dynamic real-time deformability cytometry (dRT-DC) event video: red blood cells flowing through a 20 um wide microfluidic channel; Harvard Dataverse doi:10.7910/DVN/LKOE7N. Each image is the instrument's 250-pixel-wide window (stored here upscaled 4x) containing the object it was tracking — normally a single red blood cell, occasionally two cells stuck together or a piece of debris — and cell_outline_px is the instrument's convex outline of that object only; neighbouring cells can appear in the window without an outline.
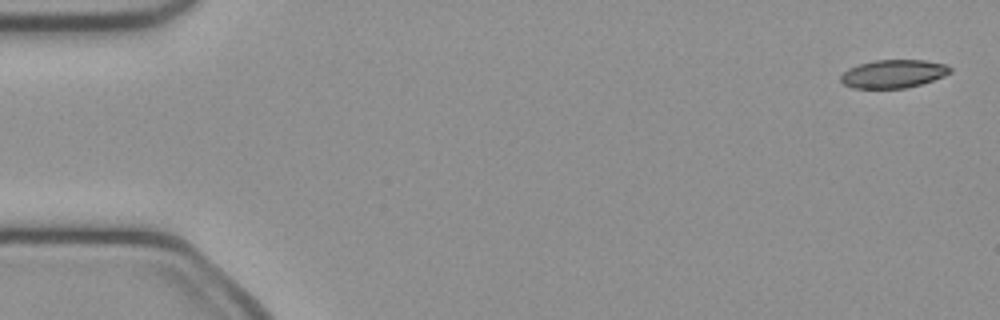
{"species": "common noctule bat (a hibernating species)", "species_latin": "Nyctalus noctula", "temperature_condition": "cold", "stored_images_in_passage": 49, "camera_frame_rate_fps": 3000, "um_per_image_px": 0.085, "animal": {"sex": "female", "body_mass_g": 21.9}, "frame": {"image": 1, "passage_image": 1, "time_ms": 0.0, "image_size_px": [1000, 320], "cell_outline_px": [[952, 72], [944, 76], [920, 84], [904, 88], [852, 88], [844, 84], [840, 80], [840, 76], [848, 68], [860, 64], [876, 60], [924, 60], [944, 64], [952, 68]], "centroid_in_image_um": [75.93, 6.27], "position_along_channel_um": 9.1, "area_um2": 17.86}}
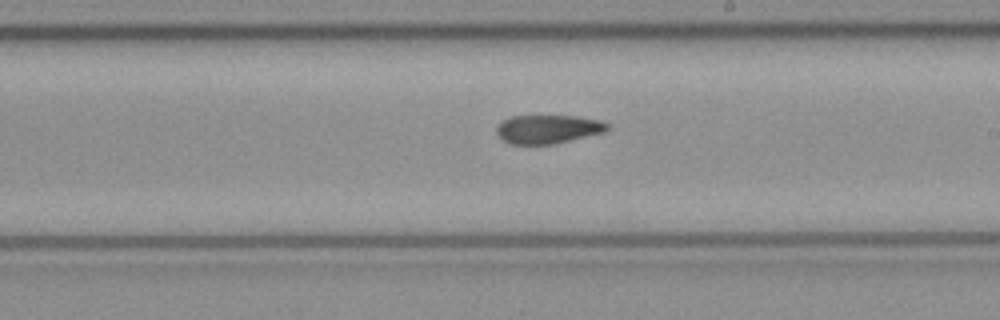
{"frame": {"image": 2, "passage_image": 28, "time_ms": 9.0, "image_size_px": [1000, 320], "cell_outline_px": [[608, 128], [604, 132], [552, 144], [508, 144], [496, 132], [496, 128], [504, 120], [512, 116], [572, 116], [600, 120], [608, 124]], "centroid_in_image_um": [46.56, 10.98], "position_along_channel_um": 242.4, "area_um2": 18.15}}
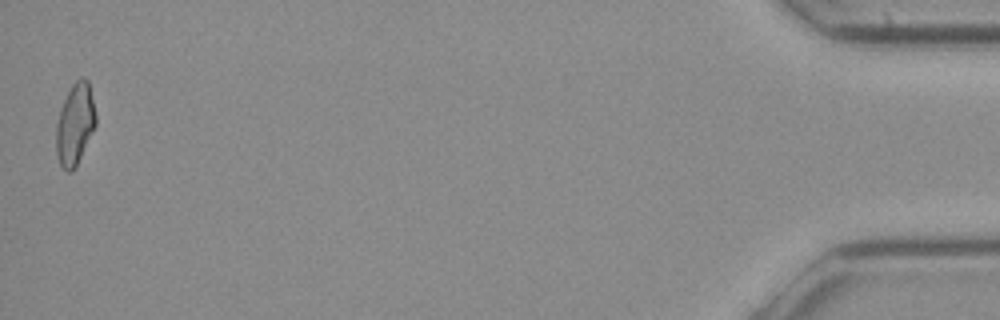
{"frame": {"image": 3, "passage_image": 49, "time_ms": 16.0, "image_size_px": [1000, 320], "cell_outline_px": [[96, 124], [72, 172], [68, 172], [60, 164], [56, 156], [56, 124], [64, 100], [72, 84], [76, 80], [84, 76], [88, 80], [96, 116]], "centroid_in_image_um": [6.36, 10.54], "position_along_channel_um": 428.8, "area_um2": 18.38}, "authors_computed_cell_mechanics": {"area_um2": 19.1896, "velocity_mm_per_s": 4.0845, "shape_relaxation_time_tau1_ms": null, "shape_relaxation_time_tau2_ms": 6.862, "deformation_change_tau1": null, "deformation_change_tau2": 0.1658}}